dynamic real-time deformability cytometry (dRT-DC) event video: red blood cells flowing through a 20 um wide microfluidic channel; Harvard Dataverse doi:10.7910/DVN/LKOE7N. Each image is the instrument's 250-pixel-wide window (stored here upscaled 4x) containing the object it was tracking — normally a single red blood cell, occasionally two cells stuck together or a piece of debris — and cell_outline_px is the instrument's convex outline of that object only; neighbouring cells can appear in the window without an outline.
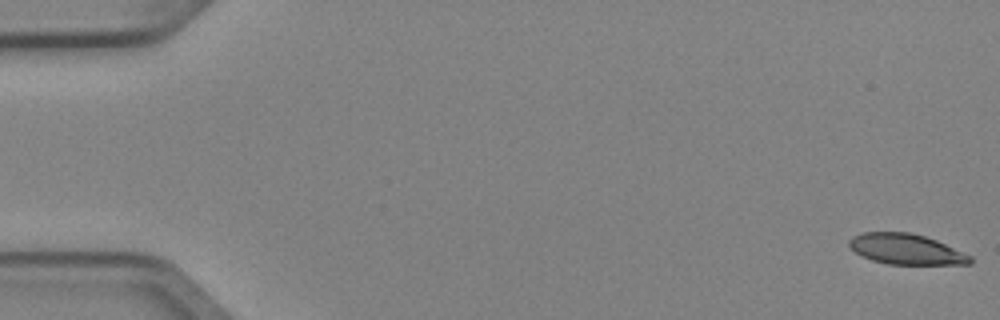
{"species": "Egyptian fruit bat (a non-hibernating species)", "species_latin": "Rousettus aegyptiacus", "temperature_condition": "cold", "stored_images_in_passage": 5, "camera_frame_rate_fps": 3000, "um_per_image_px": 0.085, "animal": {"sex": "female"}, "frame": {"image": 1, "passage_image": 1, "time_ms": 0.0, "image_size_px": [1000, 320], "cell_outline_px": [[972, 264], [888, 264], [872, 260], [856, 252], [848, 244], [848, 240], [852, 236], [864, 232], [912, 232], [936, 240], [972, 256]], "centroid_in_image_um": [77.02, 21.17], "position_along_channel_um": 8.0, "area_um2": 21.39}}
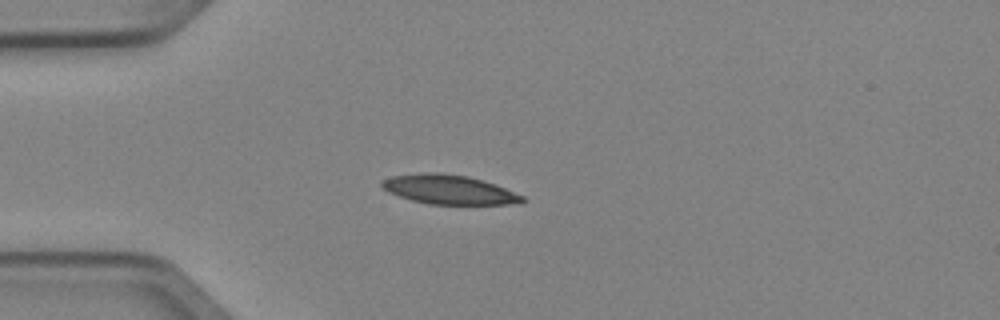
{"frame": {"image": 2, "passage_image": 4, "time_ms": 1.0, "image_size_px": [1000, 320], "cell_outline_px": [[528, 200], [524, 204], [428, 204], [412, 200], [388, 192], [380, 184], [384, 180], [392, 176], [424, 172], [436, 172], [468, 176], [496, 184], [524, 196]], "centroid_in_image_um": [38.24, 16.12], "position_along_channel_um": 46.8, "area_um2": 24.04}}